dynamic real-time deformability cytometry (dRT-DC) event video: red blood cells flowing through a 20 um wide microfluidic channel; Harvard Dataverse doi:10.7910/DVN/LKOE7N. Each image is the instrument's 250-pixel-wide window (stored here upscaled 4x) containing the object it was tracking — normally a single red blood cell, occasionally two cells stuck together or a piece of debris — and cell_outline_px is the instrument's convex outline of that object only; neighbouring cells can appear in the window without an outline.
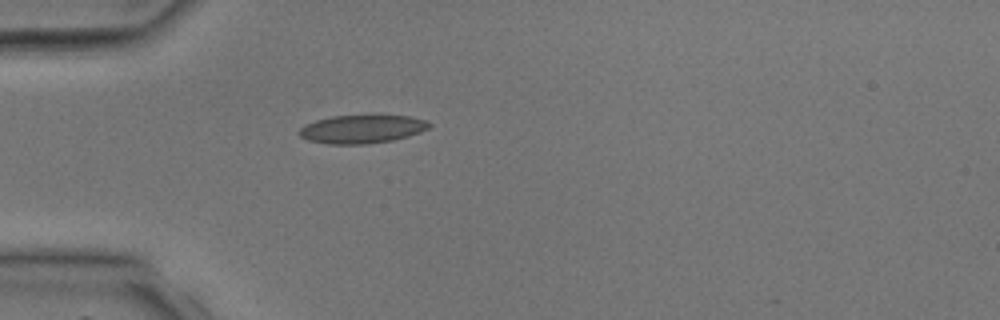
{"species": "common noctule bat (a hibernating species)", "species_latin": "Nyctalus noctula", "temperature_condition": "room temperature", "stored_images_in_passage": 2, "camera_frame_rate_fps": 3000, "um_per_image_px": 0.085, "animal": {"sex": "male", "body_mass_g": 17.9, "forearm_length_mm": 54.2}, "frame": {"image": 1, "passage_image": 2, "time_ms": 2.333, "image_size_px": [1000, 320], "cell_outline_px": [[432, 124], [428, 128], [420, 132], [408, 136], [392, 140], [364, 144], [328, 144], [308, 140], [300, 136], [296, 132], [304, 124], [316, 120], [332, 116], [372, 112], [408, 116], [428, 120]], "centroid_in_image_um": [30.78, 10.91], "position_along_channel_um": 54.2, "area_um2": 22.48}}